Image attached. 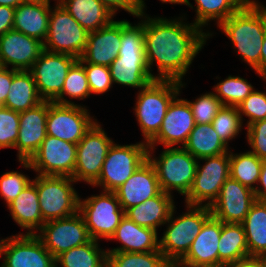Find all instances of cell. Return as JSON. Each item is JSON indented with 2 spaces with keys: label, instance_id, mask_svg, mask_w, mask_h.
<instances>
[{
  "label": "cell",
  "instance_id": "1",
  "mask_svg": "<svg viewBox=\"0 0 266 267\" xmlns=\"http://www.w3.org/2000/svg\"><path fill=\"white\" fill-rule=\"evenodd\" d=\"M137 18L143 24L145 59L154 80L182 82L194 58L214 34L186 22L185 15L172 19L163 16L152 18L145 11ZM154 64L157 75L152 73Z\"/></svg>",
  "mask_w": 266,
  "mask_h": 267
},
{
  "label": "cell",
  "instance_id": "2",
  "mask_svg": "<svg viewBox=\"0 0 266 267\" xmlns=\"http://www.w3.org/2000/svg\"><path fill=\"white\" fill-rule=\"evenodd\" d=\"M218 27L231 40L234 51L240 55L242 62L254 70L261 59L266 32V6L258 0H248Z\"/></svg>",
  "mask_w": 266,
  "mask_h": 267
},
{
  "label": "cell",
  "instance_id": "3",
  "mask_svg": "<svg viewBox=\"0 0 266 267\" xmlns=\"http://www.w3.org/2000/svg\"><path fill=\"white\" fill-rule=\"evenodd\" d=\"M113 85L143 89L152 81L144 49L143 24L123 19L122 38L118 56L109 66Z\"/></svg>",
  "mask_w": 266,
  "mask_h": 267
},
{
  "label": "cell",
  "instance_id": "4",
  "mask_svg": "<svg viewBox=\"0 0 266 267\" xmlns=\"http://www.w3.org/2000/svg\"><path fill=\"white\" fill-rule=\"evenodd\" d=\"M185 82L154 80L138 90L134 114L142 132L143 142L149 143L159 132L168 106L181 94Z\"/></svg>",
  "mask_w": 266,
  "mask_h": 267
},
{
  "label": "cell",
  "instance_id": "5",
  "mask_svg": "<svg viewBox=\"0 0 266 267\" xmlns=\"http://www.w3.org/2000/svg\"><path fill=\"white\" fill-rule=\"evenodd\" d=\"M186 212L179 216L173 208L163 236L159 238V250L174 267L187 253L205 221L212 215L209 206L186 205ZM175 213V214H174Z\"/></svg>",
  "mask_w": 266,
  "mask_h": 267
},
{
  "label": "cell",
  "instance_id": "6",
  "mask_svg": "<svg viewBox=\"0 0 266 267\" xmlns=\"http://www.w3.org/2000/svg\"><path fill=\"white\" fill-rule=\"evenodd\" d=\"M154 149L148 147L147 159L156 171L161 191L172 195L175 190L185 197L192 187L198 159L184 147H165L158 157Z\"/></svg>",
  "mask_w": 266,
  "mask_h": 267
},
{
  "label": "cell",
  "instance_id": "7",
  "mask_svg": "<svg viewBox=\"0 0 266 267\" xmlns=\"http://www.w3.org/2000/svg\"><path fill=\"white\" fill-rule=\"evenodd\" d=\"M39 206L43 220L66 218L79 211V194L73 187L76 181L68 176H44L36 174Z\"/></svg>",
  "mask_w": 266,
  "mask_h": 267
},
{
  "label": "cell",
  "instance_id": "8",
  "mask_svg": "<svg viewBox=\"0 0 266 267\" xmlns=\"http://www.w3.org/2000/svg\"><path fill=\"white\" fill-rule=\"evenodd\" d=\"M82 214L91 239L110 241L116 228L125 216V211L114 192L102 191L85 199L79 198Z\"/></svg>",
  "mask_w": 266,
  "mask_h": 267
},
{
  "label": "cell",
  "instance_id": "9",
  "mask_svg": "<svg viewBox=\"0 0 266 267\" xmlns=\"http://www.w3.org/2000/svg\"><path fill=\"white\" fill-rule=\"evenodd\" d=\"M148 145L140 141L121 145L113 142L103 162L99 178L91 185L114 192L147 160Z\"/></svg>",
  "mask_w": 266,
  "mask_h": 267
},
{
  "label": "cell",
  "instance_id": "10",
  "mask_svg": "<svg viewBox=\"0 0 266 267\" xmlns=\"http://www.w3.org/2000/svg\"><path fill=\"white\" fill-rule=\"evenodd\" d=\"M205 162L203 165L200 162ZM230 177V150L218 156L198 159L192 187L185 196L186 205L211 206Z\"/></svg>",
  "mask_w": 266,
  "mask_h": 267
},
{
  "label": "cell",
  "instance_id": "11",
  "mask_svg": "<svg viewBox=\"0 0 266 267\" xmlns=\"http://www.w3.org/2000/svg\"><path fill=\"white\" fill-rule=\"evenodd\" d=\"M88 33L56 2L50 10L48 34L43 48L48 52L67 54L79 59L85 50Z\"/></svg>",
  "mask_w": 266,
  "mask_h": 267
},
{
  "label": "cell",
  "instance_id": "12",
  "mask_svg": "<svg viewBox=\"0 0 266 267\" xmlns=\"http://www.w3.org/2000/svg\"><path fill=\"white\" fill-rule=\"evenodd\" d=\"M77 159V144L47 135L29 160H18L26 170L38 175L72 177Z\"/></svg>",
  "mask_w": 266,
  "mask_h": 267
},
{
  "label": "cell",
  "instance_id": "13",
  "mask_svg": "<svg viewBox=\"0 0 266 267\" xmlns=\"http://www.w3.org/2000/svg\"><path fill=\"white\" fill-rule=\"evenodd\" d=\"M102 124L96 121L77 144V159L72 178L92 185L100 176L103 162L113 144Z\"/></svg>",
  "mask_w": 266,
  "mask_h": 267
},
{
  "label": "cell",
  "instance_id": "14",
  "mask_svg": "<svg viewBox=\"0 0 266 267\" xmlns=\"http://www.w3.org/2000/svg\"><path fill=\"white\" fill-rule=\"evenodd\" d=\"M96 121L85 105L48 101L47 135L78 144Z\"/></svg>",
  "mask_w": 266,
  "mask_h": 267
},
{
  "label": "cell",
  "instance_id": "15",
  "mask_svg": "<svg viewBox=\"0 0 266 267\" xmlns=\"http://www.w3.org/2000/svg\"><path fill=\"white\" fill-rule=\"evenodd\" d=\"M38 232L35 235L54 258L91 240L79 211L66 218L46 221Z\"/></svg>",
  "mask_w": 266,
  "mask_h": 267
},
{
  "label": "cell",
  "instance_id": "16",
  "mask_svg": "<svg viewBox=\"0 0 266 267\" xmlns=\"http://www.w3.org/2000/svg\"><path fill=\"white\" fill-rule=\"evenodd\" d=\"M78 59L67 54L43 50L29 70L44 101H53L60 93L71 66Z\"/></svg>",
  "mask_w": 266,
  "mask_h": 267
},
{
  "label": "cell",
  "instance_id": "17",
  "mask_svg": "<svg viewBox=\"0 0 266 267\" xmlns=\"http://www.w3.org/2000/svg\"><path fill=\"white\" fill-rule=\"evenodd\" d=\"M0 267H56L55 258L35 234L7 237Z\"/></svg>",
  "mask_w": 266,
  "mask_h": 267
},
{
  "label": "cell",
  "instance_id": "18",
  "mask_svg": "<svg viewBox=\"0 0 266 267\" xmlns=\"http://www.w3.org/2000/svg\"><path fill=\"white\" fill-rule=\"evenodd\" d=\"M178 96L180 97V94L168 106L162 126L158 134L147 144L148 147L155 148L157 144L164 147H183L187 142L196 123L187 99Z\"/></svg>",
  "mask_w": 266,
  "mask_h": 267
},
{
  "label": "cell",
  "instance_id": "19",
  "mask_svg": "<svg viewBox=\"0 0 266 267\" xmlns=\"http://www.w3.org/2000/svg\"><path fill=\"white\" fill-rule=\"evenodd\" d=\"M255 201L252 189L229 177L210 210L223 223H242Z\"/></svg>",
  "mask_w": 266,
  "mask_h": 267
},
{
  "label": "cell",
  "instance_id": "20",
  "mask_svg": "<svg viewBox=\"0 0 266 267\" xmlns=\"http://www.w3.org/2000/svg\"><path fill=\"white\" fill-rule=\"evenodd\" d=\"M44 50L43 43L16 30L0 37V67L30 70Z\"/></svg>",
  "mask_w": 266,
  "mask_h": 267
},
{
  "label": "cell",
  "instance_id": "21",
  "mask_svg": "<svg viewBox=\"0 0 266 267\" xmlns=\"http://www.w3.org/2000/svg\"><path fill=\"white\" fill-rule=\"evenodd\" d=\"M122 38V20L88 33L87 43L82 56L83 64L110 66L116 60Z\"/></svg>",
  "mask_w": 266,
  "mask_h": 267
},
{
  "label": "cell",
  "instance_id": "22",
  "mask_svg": "<svg viewBox=\"0 0 266 267\" xmlns=\"http://www.w3.org/2000/svg\"><path fill=\"white\" fill-rule=\"evenodd\" d=\"M48 101L20 112L19 133L14 148L18 160H29L47 136Z\"/></svg>",
  "mask_w": 266,
  "mask_h": 267
},
{
  "label": "cell",
  "instance_id": "23",
  "mask_svg": "<svg viewBox=\"0 0 266 267\" xmlns=\"http://www.w3.org/2000/svg\"><path fill=\"white\" fill-rule=\"evenodd\" d=\"M222 221L211 215L195 237L186 255L174 267L219 265L218 244Z\"/></svg>",
  "mask_w": 266,
  "mask_h": 267
},
{
  "label": "cell",
  "instance_id": "24",
  "mask_svg": "<svg viewBox=\"0 0 266 267\" xmlns=\"http://www.w3.org/2000/svg\"><path fill=\"white\" fill-rule=\"evenodd\" d=\"M160 192L156 171L148 159L114 191L124 211L157 196Z\"/></svg>",
  "mask_w": 266,
  "mask_h": 267
},
{
  "label": "cell",
  "instance_id": "25",
  "mask_svg": "<svg viewBox=\"0 0 266 267\" xmlns=\"http://www.w3.org/2000/svg\"><path fill=\"white\" fill-rule=\"evenodd\" d=\"M110 240L121 242V245L107 252H151L159 250V236L154 229L137 225L127 216L121 219Z\"/></svg>",
  "mask_w": 266,
  "mask_h": 267
},
{
  "label": "cell",
  "instance_id": "26",
  "mask_svg": "<svg viewBox=\"0 0 266 267\" xmlns=\"http://www.w3.org/2000/svg\"><path fill=\"white\" fill-rule=\"evenodd\" d=\"M7 208L14 222L27 231L25 234L38 233L45 223L39 206L36 184L33 181L7 205Z\"/></svg>",
  "mask_w": 266,
  "mask_h": 267
},
{
  "label": "cell",
  "instance_id": "27",
  "mask_svg": "<svg viewBox=\"0 0 266 267\" xmlns=\"http://www.w3.org/2000/svg\"><path fill=\"white\" fill-rule=\"evenodd\" d=\"M50 2L21 3L15 8L13 30L44 43L47 38Z\"/></svg>",
  "mask_w": 266,
  "mask_h": 267
},
{
  "label": "cell",
  "instance_id": "28",
  "mask_svg": "<svg viewBox=\"0 0 266 267\" xmlns=\"http://www.w3.org/2000/svg\"><path fill=\"white\" fill-rule=\"evenodd\" d=\"M174 195L161 191L157 196L128 208L125 216L137 225L154 229L164 226L175 207Z\"/></svg>",
  "mask_w": 266,
  "mask_h": 267
},
{
  "label": "cell",
  "instance_id": "29",
  "mask_svg": "<svg viewBox=\"0 0 266 267\" xmlns=\"http://www.w3.org/2000/svg\"><path fill=\"white\" fill-rule=\"evenodd\" d=\"M59 3L88 32L107 26L115 17L99 0H60Z\"/></svg>",
  "mask_w": 266,
  "mask_h": 267
},
{
  "label": "cell",
  "instance_id": "30",
  "mask_svg": "<svg viewBox=\"0 0 266 267\" xmlns=\"http://www.w3.org/2000/svg\"><path fill=\"white\" fill-rule=\"evenodd\" d=\"M43 101L37 91L32 73L29 70L14 69L11 88L2 106L22 112L34 108Z\"/></svg>",
  "mask_w": 266,
  "mask_h": 267
},
{
  "label": "cell",
  "instance_id": "31",
  "mask_svg": "<svg viewBox=\"0 0 266 267\" xmlns=\"http://www.w3.org/2000/svg\"><path fill=\"white\" fill-rule=\"evenodd\" d=\"M194 7L189 0H183L181 4L186 5L196 12L193 24L199 26L203 31L214 20L218 26L229 16L237 12L248 0H194ZM194 7V8H193Z\"/></svg>",
  "mask_w": 266,
  "mask_h": 267
},
{
  "label": "cell",
  "instance_id": "32",
  "mask_svg": "<svg viewBox=\"0 0 266 267\" xmlns=\"http://www.w3.org/2000/svg\"><path fill=\"white\" fill-rule=\"evenodd\" d=\"M183 147L196 159L229 152L228 147L211 124H195Z\"/></svg>",
  "mask_w": 266,
  "mask_h": 267
},
{
  "label": "cell",
  "instance_id": "33",
  "mask_svg": "<svg viewBox=\"0 0 266 267\" xmlns=\"http://www.w3.org/2000/svg\"><path fill=\"white\" fill-rule=\"evenodd\" d=\"M249 256L266 257V202L256 200L242 222Z\"/></svg>",
  "mask_w": 266,
  "mask_h": 267
},
{
  "label": "cell",
  "instance_id": "34",
  "mask_svg": "<svg viewBox=\"0 0 266 267\" xmlns=\"http://www.w3.org/2000/svg\"><path fill=\"white\" fill-rule=\"evenodd\" d=\"M219 265H229L249 256L242 223H223L218 244Z\"/></svg>",
  "mask_w": 266,
  "mask_h": 267
},
{
  "label": "cell",
  "instance_id": "35",
  "mask_svg": "<svg viewBox=\"0 0 266 267\" xmlns=\"http://www.w3.org/2000/svg\"><path fill=\"white\" fill-rule=\"evenodd\" d=\"M56 267H105L108 264L107 250L100 248L99 241L73 247L55 258Z\"/></svg>",
  "mask_w": 266,
  "mask_h": 267
},
{
  "label": "cell",
  "instance_id": "36",
  "mask_svg": "<svg viewBox=\"0 0 266 267\" xmlns=\"http://www.w3.org/2000/svg\"><path fill=\"white\" fill-rule=\"evenodd\" d=\"M262 162L263 159L249 150L234 153L230 149V177L254 191L259 181Z\"/></svg>",
  "mask_w": 266,
  "mask_h": 267
},
{
  "label": "cell",
  "instance_id": "37",
  "mask_svg": "<svg viewBox=\"0 0 266 267\" xmlns=\"http://www.w3.org/2000/svg\"><path fill=\"white\" fill-rule=\"evenodd\" d=\"M90 95L91 91L83 62L78 59L66 75L61 93L52 102L63 105H76L75 102L71 101L72 99L83 100L89 98ZM66 96L71 100H68Z\"/></svg>",
  "mask_w": 266,
  "mask_h": 267
},
{
  "label": "cell",
  "instance_id": "38",
  "mask_svg": "<svg viewBox=\"0 0 266 267\" xmlns=\"http://www.w3.org/2000/svg\"><path fill=\"white\" fill-rule=\"evenodd\" d=\"M213 88V93L222 105L235 107H238L255 90L247 79L234 75H228Z\"/></svg>",
  "mask_w": 266,
  "mask_h": 267
},
{
  "label": "cell",
  "instance_id": "39",
  "mask_svg": "<svg viewBox=\"0 0 266 267\" xmlns=\"http://www.w3.org/2000/svg\"><path fill=\"white\" fill-rule=\"evenodd\" d=\"M107 253L110 267H173L161 251Z\"/></svg>",
  "mask_w": 266,
  "mask_h": 267
},
{
  "label": "cell",
  "instance_id": "40",
  "mask_svg": "<svg viewBox=\"0 0 266 267\" xmlns=\"http://www.w3.org/2000/svg\"><path fill=\"white\" fill-rule=\"evenodd\" d=\"M211 125L228 147L230 140L235 139L244 127L238 108L224 105L218 110Z\"/></svg>",
  "mask_w": 266,
  "mask_h": 267
},
{
  "label": "cell",
  "instance_id": "41",
  "mask_svg": "<svg viewBox=\"0 0 266 267\" xmlns=\"http://www.w3.org/2000/svg\"><path fill=\"white\" fill-rule=\"evenodd\" d=\"M187 101L196 124H211L218 110L223 106L213 92H206L194 101Z\"/></svg>",
  "mask_w": 266,
  "mask_h": 267
},
{
  "label": "cell",
  "instance_id": "42",
  "mask_svg": "<svg viewBox=\"0 0 266 267\" xmlns=\"http://www.w3.org/2000/svg\"><path fill=\"white\" fill-rule=\"evenodd\" d=\"M20 112L0 106V149L13 148L19 133Z\"/></svg>",
  "mask_w": 266,
  "mask_h": 267
},
{
  "label": "cell",
  "instance_id": "43",
  "mask_svg": "<svg viewBox=\"0 0 266 267\" xmlns=\"http://www.w3.org/2000/svg\"><path fill=\"white\" fill-rule=\"evenodd\" d=\"M239 115L242 122H244L243 116L245 115L248 120L246 127L250 124L266 119V92L265 90L257 91L255 89L238 107Z\"/></svg>",
  "mask_w": 266,
  "mask_h": 267
},
{
  "label": "cell",
  "instance_id": "44",
  "mask_svg": "<svg viewBox=\"0 0 266 267\" xmlns=\"http://www.w3.org/2000/svg\"><path fill=\"white\" fill-rule=\"evenodd\" d=\"M31 182L32 179L29 176L18 170L2 174L0 176V196L6 202V206Z\"/></svg>",
  "mask_w": 266,
  "mask_h": 267
},
{
  "label": "cell",
  "instance_id": "45",
  "mask_svg": "<svg viewBox=\"0 0 266 267\" xmlns=\"http://www.w3.org/2000/svg\"><path fill=\"white\" fill-rule=\"evenodd\" d=\"M87 75L88 85L92 94H104L109 92L113 83L109 66L83 64Z\"/></svg>",
  "mask_w": 266,
  "mask_h": 267
},
{
  "label": "cell",
  "instance_id": "46",
  "mask_svg": "<svg viewBox=\"0 0 266 267\" xmlns=\"http://www.w3.org/2000/svg\"><path fill=\"white\" fill-rule=\"evenodd\" d=\"M249 150L258 158L266 160V119L256 121L245 129Z\"/></svg>",
  "mask_w": 266,
  "mask_h": 267
},
{
  "label": "cell",
  "instance_id": "47",
  "mask_svg": "<svg viewBox=\"0 0 266 267\" xmlns=\"http://www.w3.org/2000/svg\"><path fill=\"white\" fill-rule=\"evenodd\" d=\"M115 16L120 9L128 12L134 17L144 12L139 5L138 0H99Z\"/></svg>",
  "mask_w": 266,
  "mask_h": 267
},
{
  "label": "cell",
  "instance_id": "48",
  "mask_svg": "<svg viewBox=\"0 0 266 267\" xmlns=\"http://www.w3.org/2000/svg\"><path fill=\"white\" fill-rule=\"evenodd\" d=\"M13 77L14 69L0 67V106L5 103L11 88Z\"/></svg>",
  "mask_w": 266,
  "mask_h": 267
},
{
  "label": "cell",
  "instance_id": "49",
  "mask_svg": "<svg viewBox=\"0 0 266 267\" xmlns=\"http://www.w3.org/2000/svg\"><path fill=\"white\" fill-rule=\"evenodd\" d=\"M15 8L0 5V37L13 29Z\"/></svg>",
  "mask_w": 266,
  "mask_h": 267
},
{
  "label": "cell",
  "instance_id": "50",
  "mask_svg": "<svg viewBox=\"0 0 266 267\" xmlns=\"http://www.w3.org/2000/svg\"><path fill=\"white\" fill-rule=\"evenodd\" d=\"M228 267H266V261L264 257L247 256L230 263Z\"/></svg>",
  "mask_w": 266,
  "mask_h": 267
},
{
  "label": "cell",
  "instance_id": "51",
  "mask_svg": "<svg viewBox=\"0 0 266 267\" xmlns=\"http://www.w3.org/2000/svg\"><path fill=\"white\" fill-rule=\"evenodd\" d=\"M256 200L266 202V160H263L259 181L254 190Z\"/></svg>",
  "mask_w": 266,
  "mask_h": 267
},
{
  "label": "cell",
  "instance_id": "52",
  "mask_svg": "<svg viewBox=\"0 0 266 267\" xmlns=\"http://www.w3.org/2000/svg\"><path fill=\"white\" fill-rule=\"evenodd\" d=\"M254 71L266 82V32L262 43L260 64L254 69Z\"/></svg>",
  "mask_w": 266,
  "mask_h": 267
},
{
  "label": "cell",
  "instance_id": "53",
  "mask_svg": "<svg viewBox=\"0 0 266 267\" xmlns=\"http://www.w3.org/2000/svg\"><path fill=\"white\" fill-rule=\"evenodd\" d=\"M145 0H138L140 8L145 12L146 4L144 2ZM162 3H169V4H181L183 0H159Z\"/></svg>",
  "mask_w": 266,
  "mask_h": 267
},
{
  "label": "cell",
  "instance_id": "54",
  "mask_svg": "<svg viewBox=\"0 0 266 267\" xmlns=\"http://www.w3.org/2000/svg\"><path fill=\"white\" fill-rule=\"evenodd\" d=\"M21 3V0H0V5L9 6L12 8H16Z\"/></svg>",
  "mask_w": 266,
  "mask_h": 267
},
{
  "label": "cell",
  "instance_id": "55",
  "mask_svg": "<svg viewBox=\"0 0 266 267\" xmlns=\"http://www.w3.org/2000/svg\"><path fill=\"white\" fill-rule=\"evenodd\" d=\"M22 3H40V2H50V0H21Z\"/></svg>",
  "mask_w": 266,
  "mask_h": 267
},
{
  "label": "cell",
  "instance_id": "56",
  "mask_svg": "<svg viewBox=\"0 0 266 267\" xmlns=\"http://www.w3.org/2000/svg\"><path fill=\"white\" fill-rule=\"evenodd\" d=\"M6 239L7 237L3 239L0 238V259L2 258L3 247H4Z\"/></svg>",
  "mask_w": 266,
  "mask_h": 267
},
{
  "label": "cell",
  "instance_id": "57",
  "mask_svg": "<svg viewBox=\"0 0 266 267\" xmlns=\"http://www.w3.org/2000/svg\"><path fill=\"white\" fill-rule=\"evenodd\" d=\"M198 267H228L227 265H216V266H198Z\"/></svg>",
  "mask_w": 266,
  "mask_h": 267
}]
</instances>
